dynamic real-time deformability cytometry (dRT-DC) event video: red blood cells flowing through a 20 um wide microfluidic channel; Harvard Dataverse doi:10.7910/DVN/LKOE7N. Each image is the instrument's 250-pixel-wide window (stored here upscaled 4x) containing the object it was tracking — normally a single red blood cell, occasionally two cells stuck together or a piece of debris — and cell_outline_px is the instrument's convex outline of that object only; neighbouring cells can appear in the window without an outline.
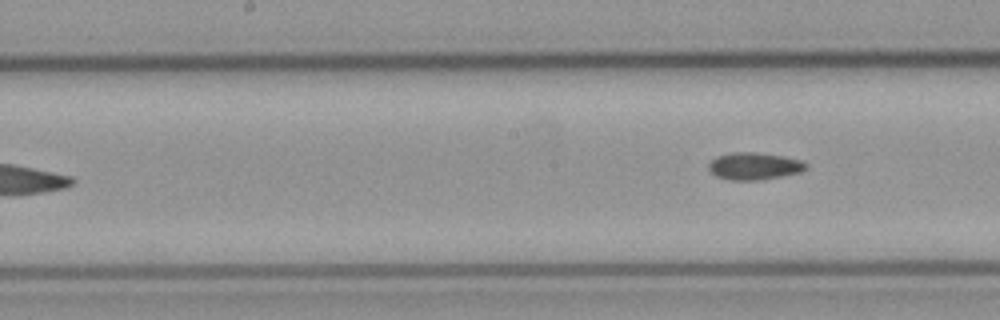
{"species": "common noctule bat (a hibernating species)", "species_latin": "Nyctalus noctula", "temperature_condition": "cold", "stored_images_in_passage": 8, "camera_frame_rate_fps": 3000, "um_per_image_px": 0.085, "animal": {"sex": "male", "body_mass_g": 23.1, "forearm_length_mm": 52.7}, "frame": {"image": 1, "passage_image": 8, "time_ms": 8.667, "image_size_px": [1000, 320], "cell_outline_px": [[808, 168], [800, 172], [760, 180], [728, 180], [716, 176], [708, 168], [708, 164], [716, 156], [736, 152], [752, 152], [784, 156], [800, 160], [808, 164]], "centroid_in_image_um": [64.11, 14.12], "position_along_channel_um": 184.1, "area_um2": 15.37}}